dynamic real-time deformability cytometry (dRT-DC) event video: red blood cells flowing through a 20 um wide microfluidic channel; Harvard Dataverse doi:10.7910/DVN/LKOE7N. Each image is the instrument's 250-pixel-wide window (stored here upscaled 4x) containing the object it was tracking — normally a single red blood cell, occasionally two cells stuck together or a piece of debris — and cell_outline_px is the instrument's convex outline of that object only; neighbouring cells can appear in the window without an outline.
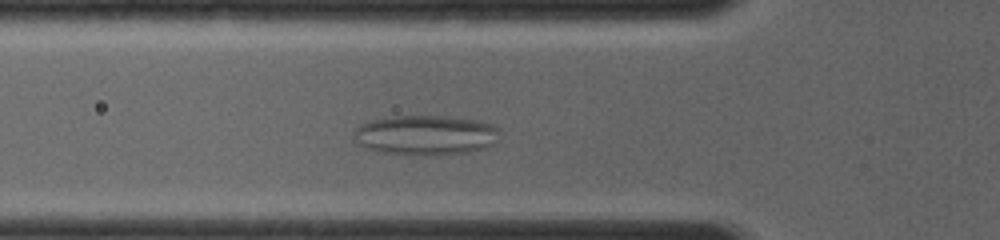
{"species": "common noctule bat (a hibernating species)", "species_latin": "Nyctalus noctula", "temperature_condition": "room temperature", "stored_images_in_passage": 7, "camera_frame_rate_fps": 4000, "um_per_image_px": 0.085, "animal": {"sex": "female", "body_mass_g": 19.0, "forearm_length_mm": 56.7}, "frame": {"image": 1, "passage_image": 7, "time_ms": 2.75, "image_size_px": [1000, 240], "cell_outline_px": [[496, 140], [488, 148], [468, 152], [380, 152], [356, 144], [356, 128], [360, 124], [372, 120], [396, 116], [448, 116], [480, 120], [492, 124], [496, 128]], "centroid_in_image_um": [36.19, 11.43], "position_along_channel_um": 89.6, "area_um2": 32.54}}